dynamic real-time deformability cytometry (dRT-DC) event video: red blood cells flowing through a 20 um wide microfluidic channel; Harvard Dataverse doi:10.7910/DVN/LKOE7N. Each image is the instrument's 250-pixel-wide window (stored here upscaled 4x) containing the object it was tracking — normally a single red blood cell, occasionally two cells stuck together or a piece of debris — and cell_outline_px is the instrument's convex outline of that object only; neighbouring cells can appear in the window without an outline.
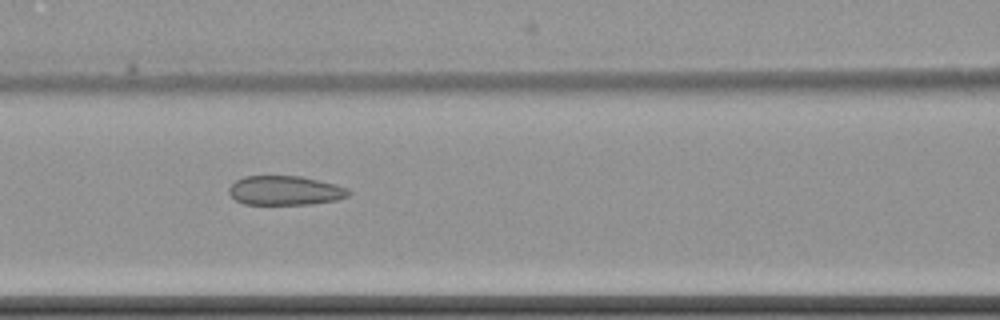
{"species": "common noctule bat (a hibernating species)", "species_latin": "Nyctalus noctula", "temperature_condition": "cold", "stored_images_in_passage": 11, "camera_frame_rate_fps": 3000, "um_per_image_px": 0.085, "animal": {"sex": "female", "body_mass_g": 22.7, "forearm_length_mm": 54.2}, "frame": {"image": 1, "passage_image": 8, "time_ms": 9.0, "image_size_px": [1000, 320], "cell_outline_px": [[352, 192], [348, 196], [336, 200], [312, 204], [244, 204], [236, 200], [228, 192], [228, 188], [236, 180], [244, 176], [300, 176], [336, 184], [348, 188]], "centroid_in_image_um": [24.25, 16.19], "position_along_channel_um": 142.4, "area_um2": 20.46}}
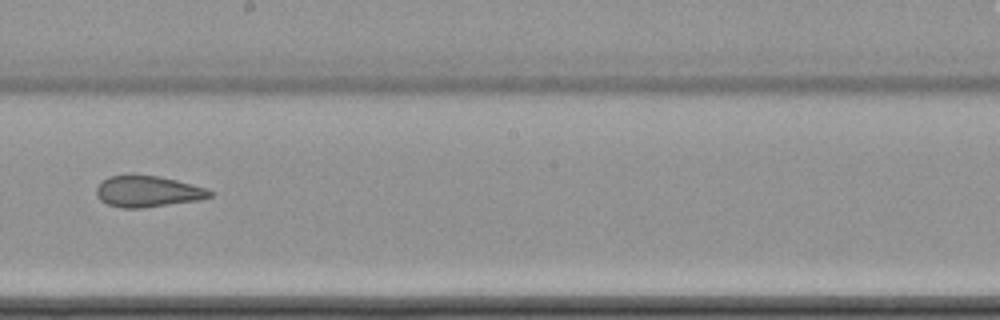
{"frame": {"image": 2, "passage_image": 10, "time_ms": 11.667, "image_size_px": [1000, 320], "cell_outline_px": [[216, 192], [212, 196], [200, 200], [144, 208], [120, 208], [108, 204], [100, 200], [96, 196], [96, 188], [108, 176], [160, 176], [208, 188]], "centroid_in_image_um": [12.61, 16.29], "position_along_channel_um": 235.6, "area_um2": 20.63}}
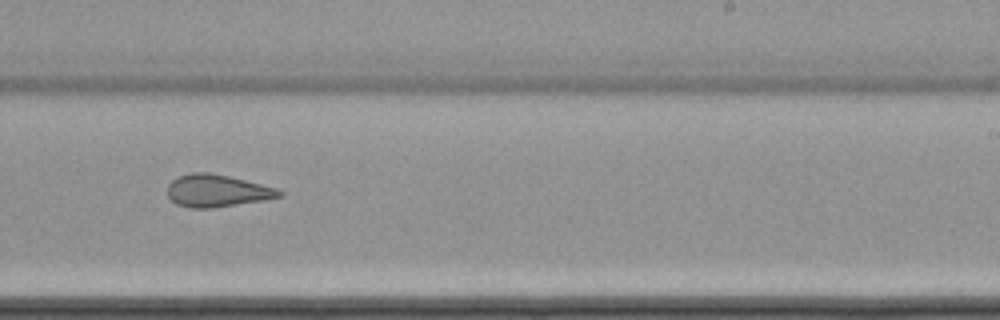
{"frame": {"image": 3, "passage_image": 11, "time_ms": 12.667, "image_size_px": [1000, 320], "cell_outline_px": [[284, 196], [268, 200], [212, 208], [188, 208], [176, 204], [168, 196], [168, 184], [172, 180], [180, 176], [192, 172], [208, 172], [228, 176], [276, 188], [284, 192]], "centroid_in_image_um": [18.47, 16.23], "position_along_channel_um": 270.5, "area_um2": 21.15}}